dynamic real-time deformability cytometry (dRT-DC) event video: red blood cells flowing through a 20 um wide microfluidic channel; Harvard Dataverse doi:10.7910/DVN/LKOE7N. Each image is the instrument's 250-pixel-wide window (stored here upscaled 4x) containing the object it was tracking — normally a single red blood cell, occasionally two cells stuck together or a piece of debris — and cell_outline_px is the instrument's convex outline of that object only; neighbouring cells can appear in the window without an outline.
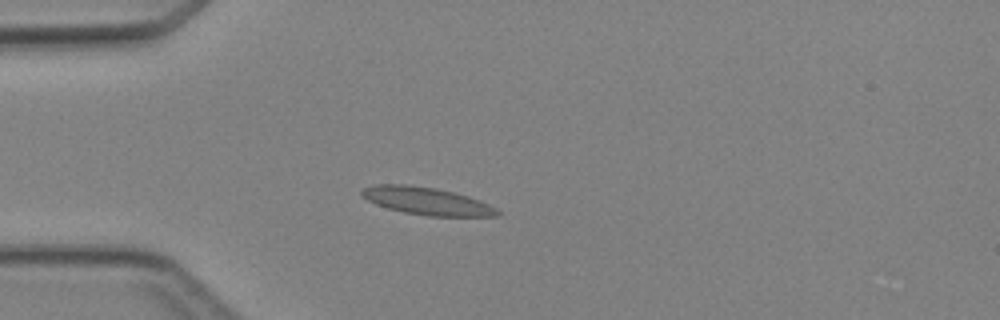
{"species": "Egyptian fruit bat (a non-hibernating species)", "species_latin": "Rousettus aegyptiacus", "temperature_condition": "cold", "stored_images_in_passage": 2, "camera_frame_rate_fps": 3000, "um_per_image_px": 0.085, "animal": {"sex": "female"}, "frame": {"image": 1, "passage_image": 2, "time_ms": 2.0, "image_size_px": [1000, 320], "cell_outline_px": [[500, 216], [428, 216], [404, 212], [388, 208], [376, 204], [360, 196], [360, 192], [364, 188], [372, 184], [408, 184], [436, 188], [468, 196], [480, 200], [496, 208], [500, 212]], "centroid_in_image_um": [36.25, 17.08], "position_along_channel_um": 48.8, "area_um2": 21.79}}